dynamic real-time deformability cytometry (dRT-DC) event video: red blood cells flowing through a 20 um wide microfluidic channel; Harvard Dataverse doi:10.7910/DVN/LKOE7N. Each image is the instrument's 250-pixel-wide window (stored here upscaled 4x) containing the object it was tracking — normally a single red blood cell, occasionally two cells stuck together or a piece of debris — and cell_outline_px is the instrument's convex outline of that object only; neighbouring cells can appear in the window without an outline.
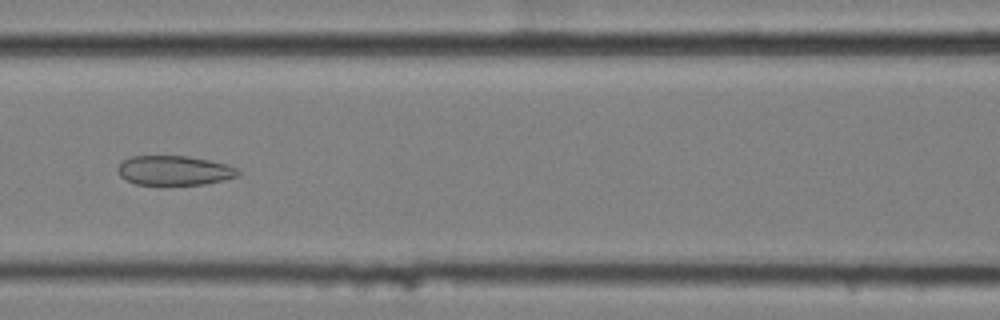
{"species": "common noctule bat (a hibernating species)", "species_latin": "Nyctalus noctula", "temperature_condition": "cold", "stored_images_in_passage": 9, "camera_frame_rate_fps": 3000, "um_per_image_px": 0.085, "animal": {"sex": "female", "body_mass_g": 25.1}, "frame": {"image": 1, "passage_image": 8, "time_ms": 2.333, "image_size_px": [1000, 320], "cell_outline_px": [[240, 172], [236, 176], [224, 180], [204, 184], [136, 184], [120, 176], [120, 164], [124, 160], [132, 156], [184, 156], [208, 160], [228, 164], [236, 168]], "centroid_in_image_um": [14.85, 14.48], "position_along_channel_um": 151.7, "area_um2": 20.23}}
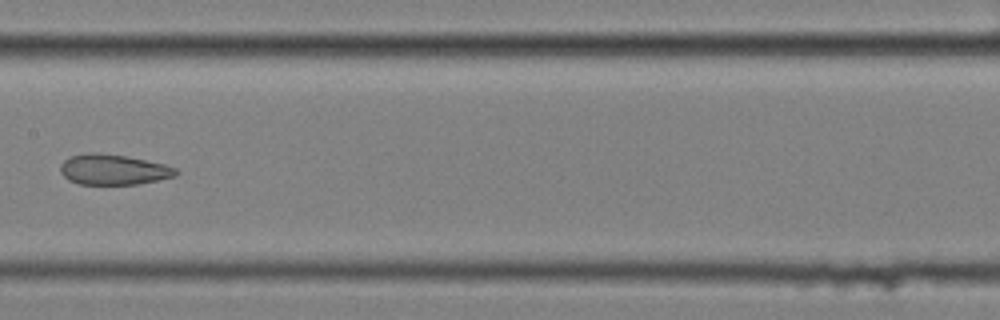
{"frame": {"image": 2, "passage_image": 9, "time_ms": 2.667, "image_size_px": [1000, 320], "cell_outline_px": [[180, 172], [176, 176], [136, 184], [80, 184], [68, 180], [60, 172], [60, 164], [68, 156], [96, 152], [124, 156], [164, 164], [176, 168]], "centroid_in_image_um": [9.61, 14.41], "position_along_channel_um": 197.8, "area_um2": 20.35}}